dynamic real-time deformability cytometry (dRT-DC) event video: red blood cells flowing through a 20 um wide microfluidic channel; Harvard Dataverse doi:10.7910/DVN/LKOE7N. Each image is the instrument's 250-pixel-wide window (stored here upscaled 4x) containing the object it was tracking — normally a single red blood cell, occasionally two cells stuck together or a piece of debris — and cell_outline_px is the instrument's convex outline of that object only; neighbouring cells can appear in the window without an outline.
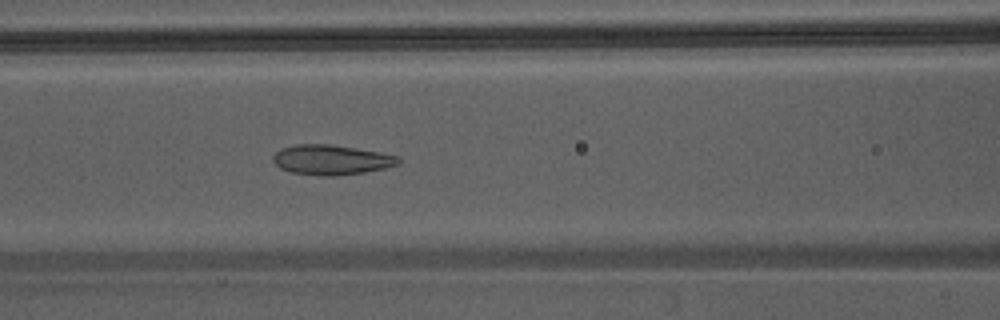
{"species": "Egyptian fruit bat (a non-hibernating species)", "species_latin": "Rousettus aegyptiacus", "temperature_condition": "warm", "stored_images_in_passage": 37, "camera_frame_rate_fps": 3000, "um_per_image_px": 0.085, "animal": {"sex": "male"}, "frame": {"image": 1, "passage_image": 11, "time_ms": 3.333, "image_size_px": [1000, 320], "cell_outline_px": [[400, 164], [384, 168], [364, 172], [336, 176], [324, 176], [292, 172], [280, 168], [272, 160], [272, 156], [280, 148], [296, 144], [328, 144], [356, 148], [380, 152], [396, 156], [400, 160]], "centroid_in_image_um": [28.14, 13.58], "position_along_channel_um": 138.5, "area_um2": 21.79}}
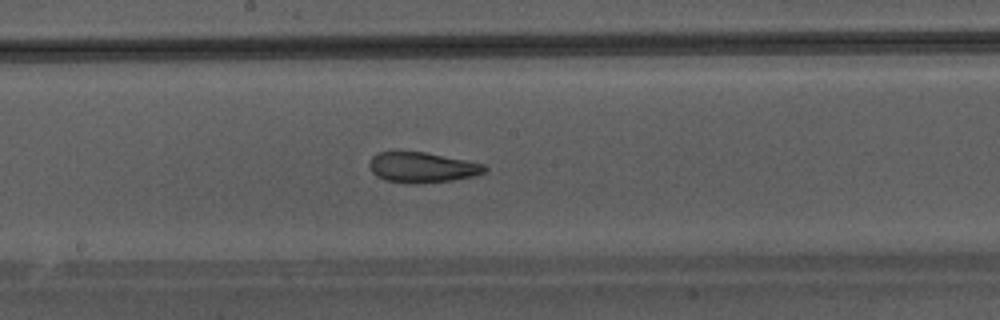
{"frame": {"image": 2, "passage_image": 16, "time_ms": 5.0, "image_size_px": [1000, 320], "cell_outline_px": [[488, 168], [484, 172], [472, 176], [452, 180], [416, 184], [384, 180], [376, 176], [372, 172], [368, 164], [372, 156], [380, 152], [424, 152], [484, 164]], "centroid_in_image_um": [35.85, 14.23], "position_along_channel_um": 212.4, "area_um2": 20.17}}